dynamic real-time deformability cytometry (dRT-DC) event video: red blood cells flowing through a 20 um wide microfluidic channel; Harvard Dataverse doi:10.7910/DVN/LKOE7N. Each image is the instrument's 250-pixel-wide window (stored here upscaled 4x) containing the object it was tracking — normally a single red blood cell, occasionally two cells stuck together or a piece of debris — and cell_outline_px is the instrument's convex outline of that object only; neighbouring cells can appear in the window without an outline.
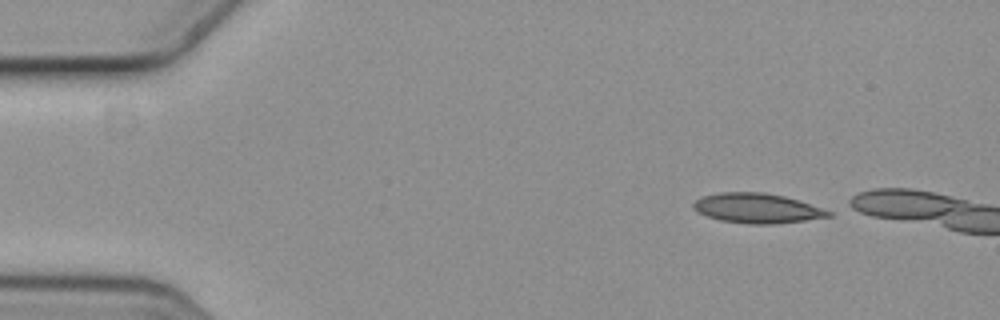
{"species": "common noctule bat (a hibernating species)", "species_latin": "Nyctalus noctula", "temperature_condition": "cold", "stored_images_in_passage": 3, "camera_frame_rate_fps": 3000, "um_per_image_px": 0.085, "animal": {"sex": "female", "body_mass_g": 19.3, "forearm_length_mm": 54.1}, "frame": {"image": 1, "passage_image": 1, "time_ms": 0.0, "image_size_px": [1000, 320], "cell_outline_px": [[832, 216], [776, 224], [748, 224], [720, 220], [708, 216], [692, 208], [692, 204], [700, 196], [720, 192], [764, 192], [784, 196], [832, 212]], "centroid_in_image_um": [64.3, 17.69], "position_along_channel_um": 20.7, "area_um2": 23.24}}